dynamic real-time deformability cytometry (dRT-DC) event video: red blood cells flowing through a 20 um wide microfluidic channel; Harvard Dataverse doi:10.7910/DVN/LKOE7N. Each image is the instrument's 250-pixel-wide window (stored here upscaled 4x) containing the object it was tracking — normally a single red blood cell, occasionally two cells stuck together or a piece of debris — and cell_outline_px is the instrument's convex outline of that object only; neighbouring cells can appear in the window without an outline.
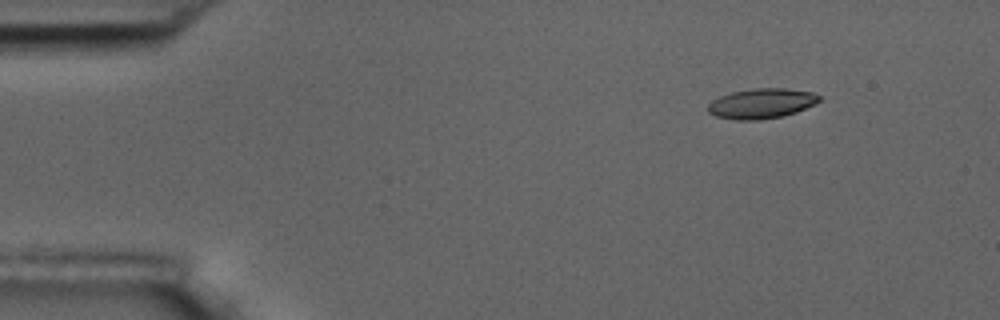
{"species": "common noctule bat (a hibernating species)", "species_latin": "Nyctalus noctula", "temperature_condition": "room temperature", "stored_images_in_passage": 6, "camera_frame_rate_fps": 3000, "um_per_image_px": 0.085, "animal": {"sex": "male", "body_mass_g": 17.5, "forearm_length_mm": 52.3}, "frame": {"image": 1, "passage_image": 1, "time_ms": 0.0, "image_size_px": [1000, 320], "cell_outline_px": [[824, 100], [816, 104], [796, 112], [784, 116], [760, 120], [736, 120], [716, 116], [708, 112], [708, 104], [712, 100], [720, 96], [732, 92], [752, 88], [784, 88], [812, 92], [820, 96]], "centroid_in_image_um": [64.76, 8.8], "position_along_channel_um": 20.2, "area_um2": 19.71}}
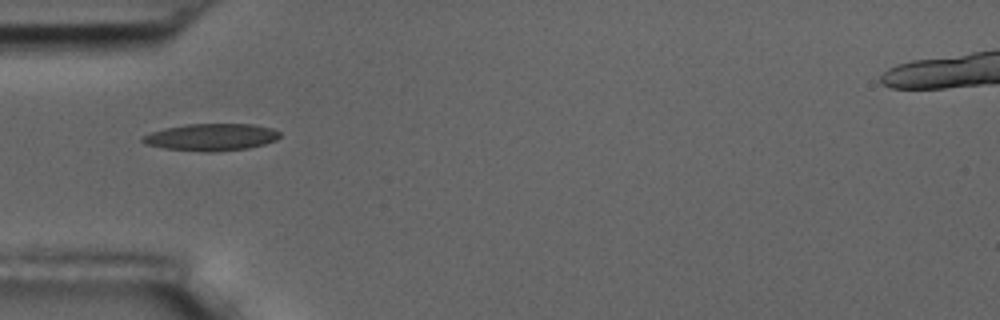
{"frame": {"image": 2, "passage_image": 4, "time_ms": 3.667, "image_size_px": [1000, 320], "cell_outline_px": [[280, 136], [276, 140], [264, 144], [248, 148], [212, 152], [204, 152], [164, 148], [144, 144], [140, 140], [140, 136], [164, 128], [184, 124], [252, 124], [272, 128], [280, 132]], "centroid_in_image_um": [17.92, 11.65], "position_along_channel_um": 67.1, "area_um2": 21.79}}